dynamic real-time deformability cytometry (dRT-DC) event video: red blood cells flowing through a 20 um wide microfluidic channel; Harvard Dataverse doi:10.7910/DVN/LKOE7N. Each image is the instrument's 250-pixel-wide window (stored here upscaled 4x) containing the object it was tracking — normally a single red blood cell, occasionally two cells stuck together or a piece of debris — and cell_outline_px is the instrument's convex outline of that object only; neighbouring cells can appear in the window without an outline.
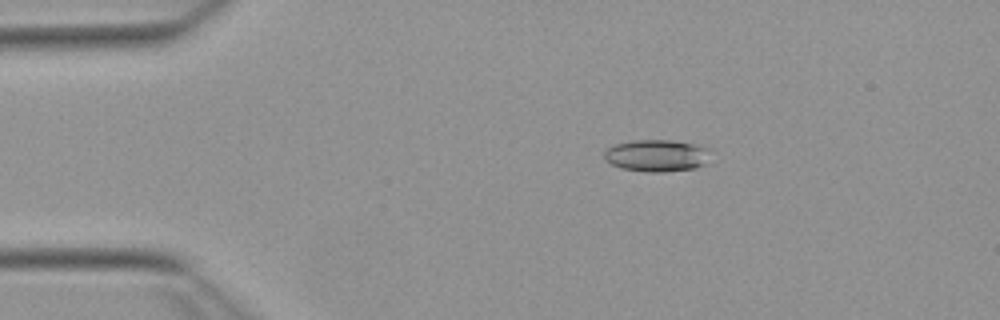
{"species": "Egyptian fruit bat (a non-hibernating species)", "species_latin": "Rousettus aegyptiacus", "temperature_condition": "warm", "stored_images_in_passage": 21, "camera_frame_rate_fps": 3000, "um_per_image_px": 0.085, "animal": {"sex": "female"}, "frame": {"image": 1, "passage_image": 1, "time_ms": 0.0, "image_size_px": [1000, 320], "cell_outline_px": [[708, 148], [704, 164], [696, 168], [664, 172], [648, 172], [620, 168], [604, 160], [604, 152], [612, 144], [632, 140], [672, 140], [692, 144]], "centroid_in_image_um": [55.73, 13.22], "position_along_channel_um": 29.3, "area_um2": 19.71}}
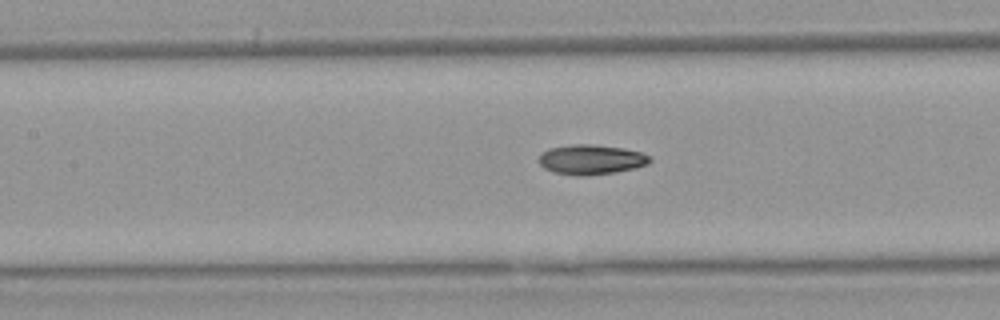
{"frame": {"image": 2, "passage_image": 15, "time_ms": 4.667, "image_size_px": [1000, 320], "cell_outline_px": [[652, 160], [648, 164], [636, 168], [616, 172], [584, 176], [576, 176], [552, 172], [544, 168], [536, 160], [548, 148], [572, 144], [592, 144], [624, 148], [640, 152], [652, 156]], "centroid_in_image_um": [50.25, 13.56], "position_along_channel_um": 157.1, "area_um2": 19.59}}
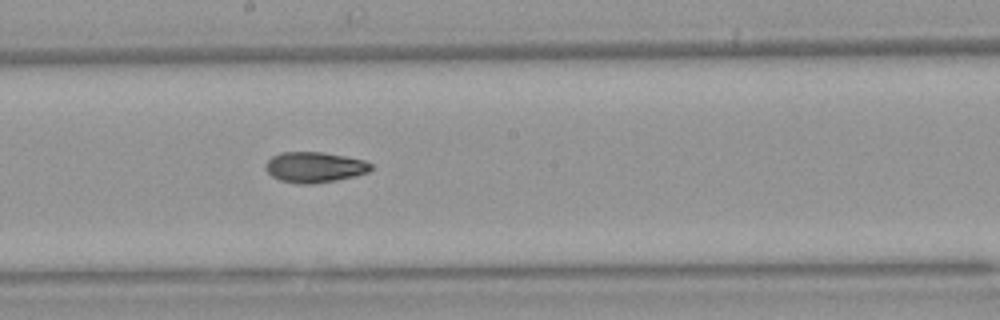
{"frame": {"image": 3, "passage_image": 20, "time_ms": 6.333, "image_size_px": [1000, 320], "cell_outline_px": [[372, 168], [368, 172], [356, 176], [336, 180], [312, 184], [300, 184], [280, 180], [272, 176], [264, 168], [264, 164], [272, 156], [280, 152], [320, 152], [344, 156], [364, 160], [372, 164]], "centroid_in_image_um": [26.72, 14.21], "position_along_channel_um": 221.5, "area_um2": 18.79}}